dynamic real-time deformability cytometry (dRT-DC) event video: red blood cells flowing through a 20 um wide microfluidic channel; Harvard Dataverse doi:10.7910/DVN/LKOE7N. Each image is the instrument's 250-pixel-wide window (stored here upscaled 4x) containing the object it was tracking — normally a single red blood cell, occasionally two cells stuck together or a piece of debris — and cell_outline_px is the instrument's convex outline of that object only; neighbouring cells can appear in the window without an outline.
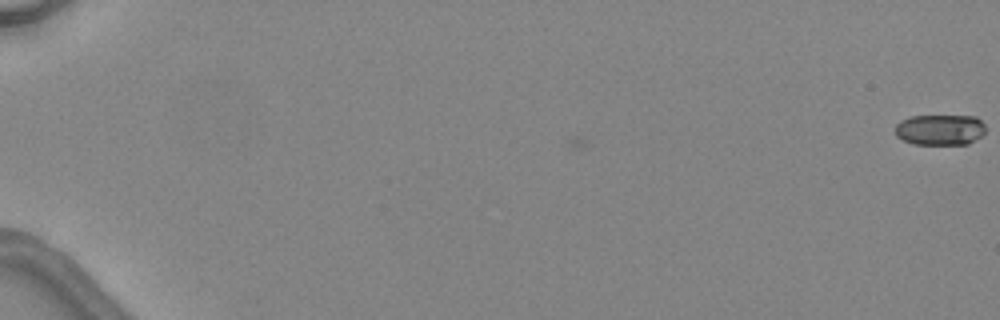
{"species": "common noctule bat (a hibernating species)", "species_latin": "Nyctalus noctula", "temperature_condition": "warm", "stored_images_in_passage": 5, "segment_of_instrument_passage": [2, 2], "camera_frame_rate_fps": 3000, "um_per_image_px": 0.085, "animal": {"sex": "female", "body_mass_g": 24.6, "forearm_length_mm": 56.2}, "frame": {"image": 1, "passage_image": 5, "time_ms": 5.333, "image_size_px": [1000, 320], "cell_outline_px": [[984, 132], [980, 136], [968, 144], [912, 144], [896, 136], [896, 124], [900, 120], [908, 116], [976, 116], [984, 124]], "centroid_in_image_um": [79.88, 11.02], "position_along_channel_um": 5.1, "area_um2": 16.18}}